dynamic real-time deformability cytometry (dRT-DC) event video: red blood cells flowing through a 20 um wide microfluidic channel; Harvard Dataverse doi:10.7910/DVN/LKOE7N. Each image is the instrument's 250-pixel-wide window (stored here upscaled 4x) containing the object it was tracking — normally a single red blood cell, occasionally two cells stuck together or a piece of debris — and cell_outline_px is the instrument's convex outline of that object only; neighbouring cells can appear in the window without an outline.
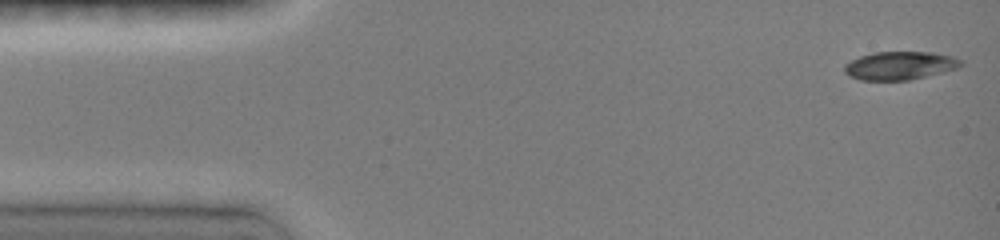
{"species": "common noctule bat (a hibernating species)", "species_latin": "Nyctalus noctula", "temperature_condition": "room temperature", "stored_images_in_passage": 29, "camera_frame_rate_fps": 3000, "um_per_image_px": 0.085, "animal": {"sex": "female", "body_mass_g": 19.0, "forearm_length_mm": 51.5}, "frame": {"image": 1, "passage_image": 1, "time_ms": 0.0, "image_size_px": [1000, 240], "cell_outline_px": [[964, 64], [956, 68], [908, 80], [860, 80], [848, 76], [844, 72], [844, 64], [860, 56], [872, 52], [932, 52], [952, 56], [964, 60]], "centroid_in_image_um": [76.46, 5.57], "position_along_channel_um": 8.5, "area_um2": 19.13}}
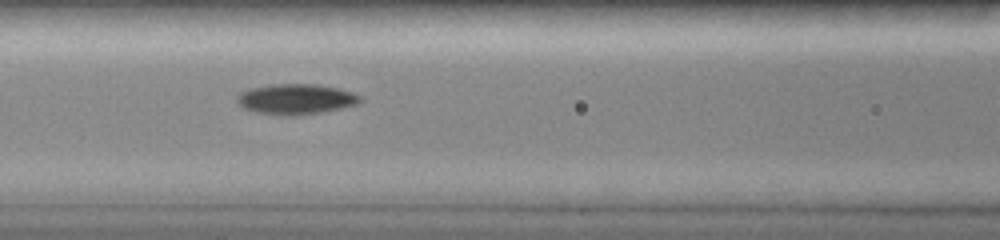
{"frame": {"image": 2, "passage_image": 11, "time_ms": 6.0, "image_size_px": [1000, 240], "cell_outline_px": [[364, 100], [356, 104], [340, 108], [320, 112], [296, 116], [284, 116], [256, 112], [244, 108], [236, 100], [236, 96], [240, 92], [248, 88], [272, 84], [316, 84], [336, 88], [352, 92], [360, 96]], "centroid_in_image_um": [25.12, 8.42], "position_along_channel_um": 141.5, "area_um2": 21.85}}
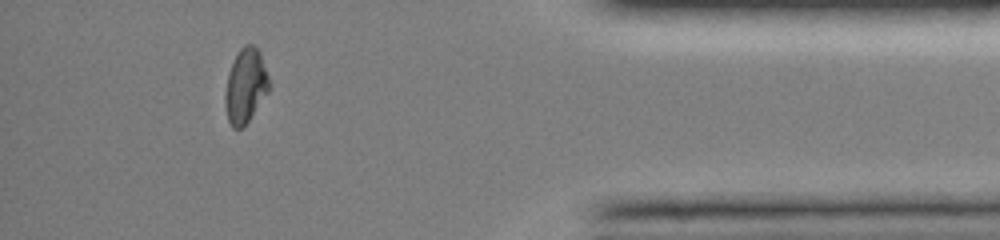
{"frame": {"image": 3, "passage_image": 27, "time_ms": 13.333, "image_size_px": [1000, 240], "cell_outline_px": [[268, 92], [248, 120], [240, 128], [232, 128], [228, 120], [224, 100], [224, 96], [228, 72], [236, 52], [244, 44], [252, 44], [260, 52], [268, 76]], "centroid_in_image_um": [20.84, 7.25], "position_along_channel_um": 414.4, "area_um2": 18.84}, "authors_computed_cell_mechanics": {"area_um2": 19.7676, "velocity_mm_per_s": 4.1153, "shape_relaxation_time_tau1_ms": 3.3162, "shape_relaxation_time_tau2_ms": 7.3637, "deformation_change_tau1": 0.1306, "deformation_change_tau2": 0.0922}}